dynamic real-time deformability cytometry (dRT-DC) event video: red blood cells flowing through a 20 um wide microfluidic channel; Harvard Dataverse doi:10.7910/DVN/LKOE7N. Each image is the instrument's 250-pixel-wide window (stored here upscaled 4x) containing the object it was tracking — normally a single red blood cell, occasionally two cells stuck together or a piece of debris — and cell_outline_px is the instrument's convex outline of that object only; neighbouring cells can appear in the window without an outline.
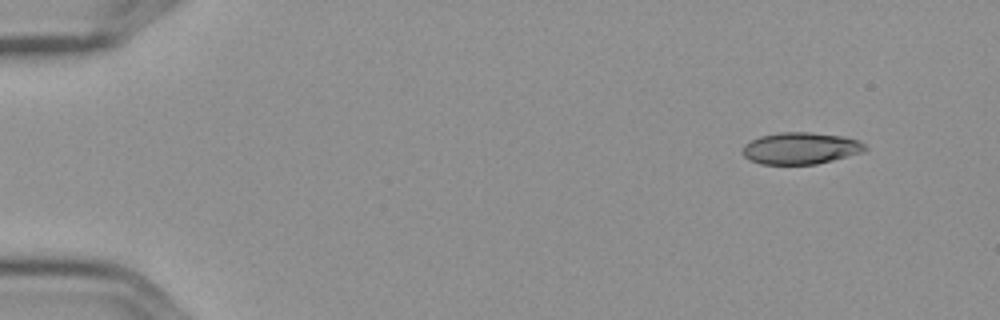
{"species": "Egyptian fruit bat (a non-hibernating species)", "species_latin": "Rousettus aegyptiacus", "temperature_condition": "cold", "stored_images_in_passage": 6, "segment_of_instrument_passage": [2, 2], "camera_frame_rate_fps": 3000, "um_per_image_px": 0.085, "frame": {"image": 1, "passage_image": 6, "time_ms": 1.667, "image_size_px": [1000, 320], "cell_outline_px": [[868, 148], [864, 152], [816, 164], [760, 164], [744, 156], [740, 152], [744, 144], [760, 136], [780, 132], [812, 132], [844, 136], [860, 140]], "centroid_in_image_um": [68.06, 12.59], "position_along_channel_um": 16.9, "area_um2": 22.83}}